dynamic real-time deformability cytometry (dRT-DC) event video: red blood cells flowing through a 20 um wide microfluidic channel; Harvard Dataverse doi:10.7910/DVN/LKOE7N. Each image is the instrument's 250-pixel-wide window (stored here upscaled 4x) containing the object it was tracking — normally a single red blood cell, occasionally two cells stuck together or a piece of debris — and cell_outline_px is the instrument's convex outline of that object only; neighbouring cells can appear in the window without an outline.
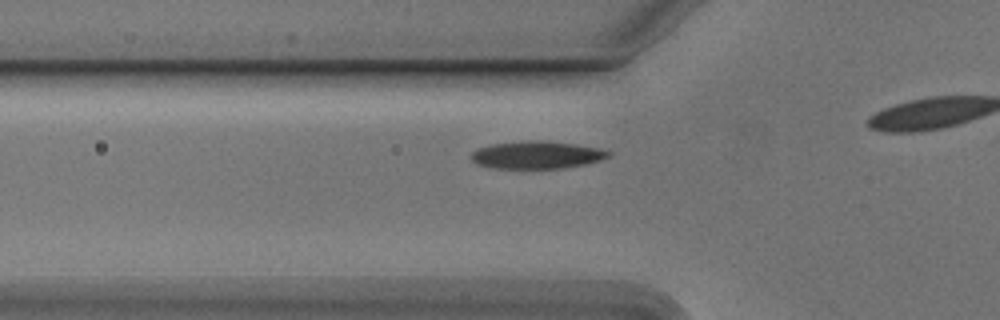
{"species": "Egyptian fruit bat (a non-hibernating species)", "species_latin": "Rousettus aegyptiacus", "temperature_condition": "cold", "stored_images_in_passage": 15, "camera_frame_rate_fps": 3000, "um_per_image_px": 0.085, "animal": {"sex": "male"}, "frame": {"image": 1, "passage_image": 10, "time_ms": 3.0, "image_size_px": [1000, 320], "cell_outline_px": [[612, 156], [600, 160], [584, 164], [564, 168], [492, 168], [476, 164], [468, 156], [476, 148], [492, 144], [528, 140], [544, 140], [576, 144], [600, 148], [612, 152]], "centroid_in_image_um": [45.62, 13.16], "position_along_channel_um": 80.2, "area_um2": 22.31}}
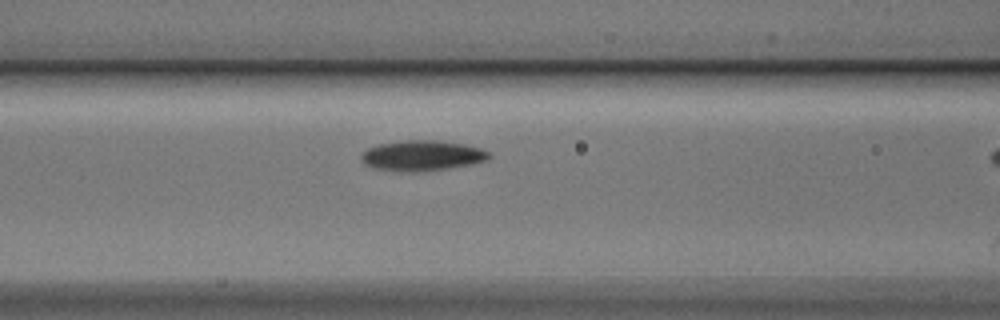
{"frame": {"image": 2, "passage_image": 14, "time_ms": 4.333, "image_size_px": [1000, 320], "cell_outline_px": [[492, 156], [488, 160], [472, 164], [416, 172], [376, 168], [364, 164], [360, 156], [368, 148], [376, 144], [404, 140], [440, 140], [464, 144], [480, 148], [488, 152]], "centroid_in_image_um": [35.89, 13.2], "position_along_channel_um": 130.7, "area_um2": 22.43}}